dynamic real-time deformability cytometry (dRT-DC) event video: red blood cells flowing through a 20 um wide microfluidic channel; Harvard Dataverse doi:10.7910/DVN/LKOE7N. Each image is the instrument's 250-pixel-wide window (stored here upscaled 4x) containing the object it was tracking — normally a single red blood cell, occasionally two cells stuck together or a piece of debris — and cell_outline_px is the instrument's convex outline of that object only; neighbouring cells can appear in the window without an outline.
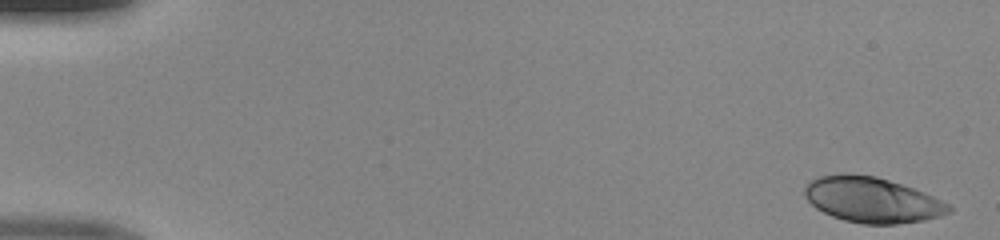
{"species": "human", "species_latin": "Homo sapiens", "temperature_condition": "room temperature", "stored_images_in_passage": 49, "camera_frame_rate_fps": 3000, "um_per_image_px": 0.085, "donor": {"sex": "male"}, "frame": {"image": 1, "passage_image": 1, "time_ms": 0.0, "image_size_px": [1000, 240], "cell_outline_px": [[952, 212], [940, 216], [924, 220], [896, 224], [864, 224], [844, 220], [832, 216], [816, 208], [804, 196], [804, 188], [808, 180], [820, 176], [848, 172], [876, 176], [924, 192], [952, 204]], "centroid_in_image_um": [74.13, 16.98], "position_along_channel_um": 10.9, "area_um2": 38.44}}
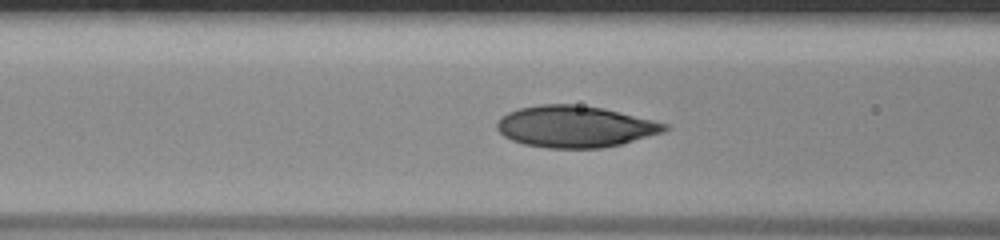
{"frame": {"image": 2, "passage_image": 20, "time_ms": 6.333, "image_size_px": [1000, 240], "cell_outline_px": [[672, 128], [664, 132], [620, 144], [600, 148], [548, 148], [524, 144], [512, 140], [504, 136], [496, 128], [496, 124], [508, 112], [520, 108], [540, 104], [572, 104], [604, 108], [668, 124]], "centroid_in_image_um": [48.9, 10.76], "position_along_channel_um": 117.7, "area_um2": 40.4}}
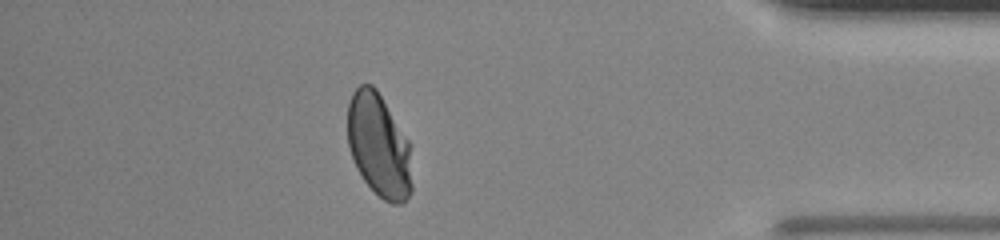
{"frame": {"image": 3, "passage_image": 43, "time_ms": 14.0, "image_size_px": [1000, 240], "cell_outline_px": [[412, 192], [400, 204], [392, 204], [384, 200], [364, 180], [356, 168], [348, 144], [348, 104], [352, 92], [360, 84], [372, 84], [376, 88], [408, 140], [412, 184]], "centroid_in_image_um": [32.19, 12.36], "position_along_channel_um": 403.0, "area_um2": 38.44}}